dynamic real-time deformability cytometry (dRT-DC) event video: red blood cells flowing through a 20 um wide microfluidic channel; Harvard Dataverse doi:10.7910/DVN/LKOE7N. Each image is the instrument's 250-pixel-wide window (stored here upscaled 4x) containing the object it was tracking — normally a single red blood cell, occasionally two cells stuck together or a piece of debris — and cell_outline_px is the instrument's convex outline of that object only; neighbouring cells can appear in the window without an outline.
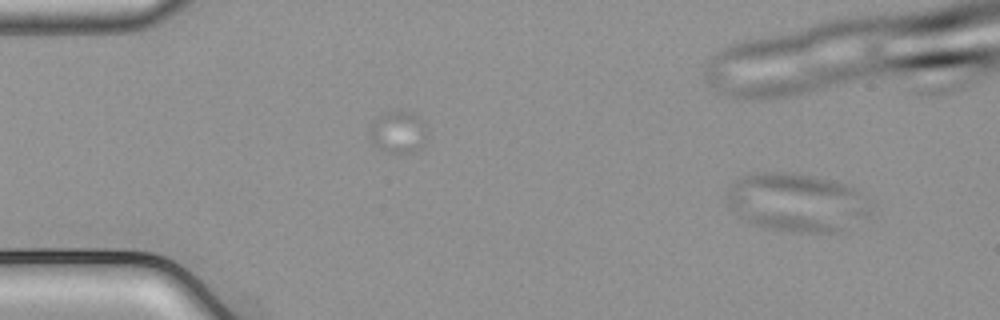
{"species": "common noctule bat (a hibernating species)", "species_latin": "Nyctalus noctula", "temperature_condition": "cold", "stored_images_in_passage": 14, "camera_frame_rate_fps": 3000, "um_per_image_px": 0.085, "animal": {"sex": "male", "body_mass_g": 21.5, "forearm_length_mm": 52.0}, "frame": {"image": 1, "passage_image": 5, "time_ms": 1.333, "image_size_px": [1000, 320], "cell_outline_px": [[872, 212], [868, 216], [832, 232], [796, 232], [764, 228], [752, 224], [732, 208], [728, 204], [728, 188], [736, 180], [744, 176], [756, 172], [784, 172], [808, 176], [828, 180], [844, 184], [852, 188], [872, 200]], "centroid_in_image_um": [67.74, 17.2], "position_along_channel_um": 17.3, "area_um2": 48.21}}